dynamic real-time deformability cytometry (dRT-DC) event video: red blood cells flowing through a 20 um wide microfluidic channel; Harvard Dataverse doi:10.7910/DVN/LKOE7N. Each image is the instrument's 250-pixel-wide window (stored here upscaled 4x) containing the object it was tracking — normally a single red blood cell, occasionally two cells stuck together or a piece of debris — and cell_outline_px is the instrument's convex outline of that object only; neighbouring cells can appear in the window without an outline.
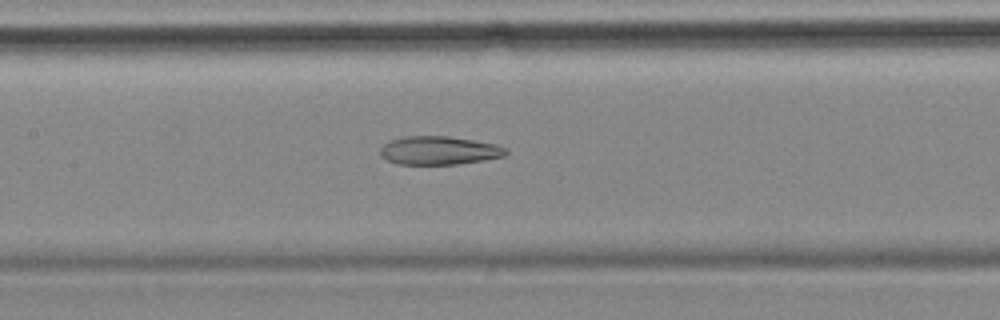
{"species": "common noctule bat (a hibernating species)", "species_latin": "Nyctalus noctula", "temperature_condition": "cold", "stored_images_in_passage": 51, "camera_frame_rate_fps": 3000, "um_per_image_px": 0.085, "animal": {"sex": "female", "body_mass_g": 18.4}, "frame": {"image": 1, "passage_image": 21, "time_ms": 6.667, "image_size_px": [1000, 320], "cell_outline_px": [[508, 152], [504, 156], [456, 164], [396, 164], [380, 156], [380, 148], [388, 140], [408, 136], [448, 136], [496, 144], [508, 148]], "centroid_in_image_um": [37.29, 12.78], "position_along_channel_um": 170.1, "area_um2": 20.75}}
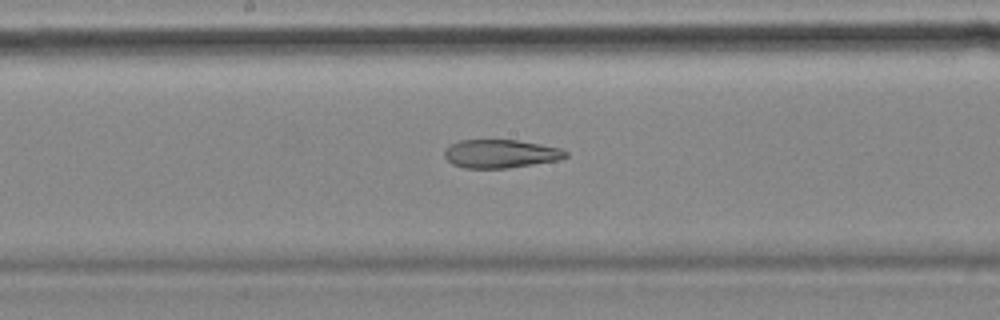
{"frame": {"image": 2, "passage_image": 24, "time_ms": 7.667, "image_size_px": [1000, 320], "cell_outline_px": [[568, 156], [560, 160], [508, 168], [464, 168], [452, 164], [444, 156], [444, 152], [452, 144], [460, 140], [516, 140], [540, 144], [560, 148], [568, 152]], "centroid_in_image_um": [42.58, 13.07], "position_along_channel_um": 205.6, "area_um2": 20.0}}
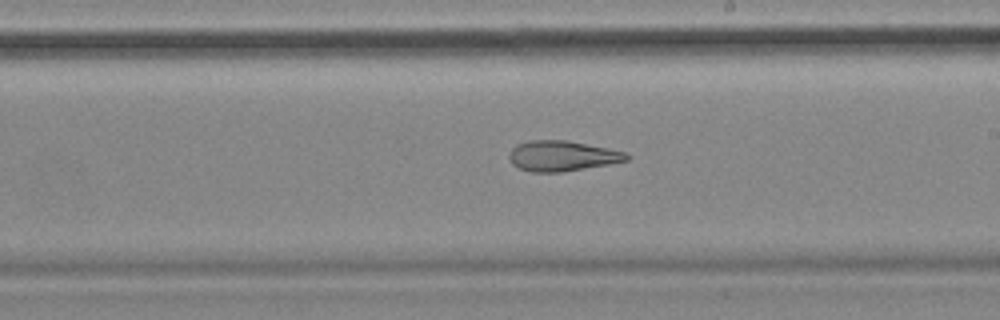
{"frame": {"image": 3, "passage_image": 27, "time_ms": 8.667, "image_size_px": [1000, 320], "cell_outline_px": [[628, 160], [608, 164], [560, 172], [532, 172], [520, 168], [512, 164], [508, 156], [512, 148], [516, 144], [528, 140], [564, 140], [608, 148], [628, 152]], "centroid_in_image_um": [47.75, 13.24], "position_along_channel_um": 241.2, "area_um2": 20.63}, "authors_computed_cell_mechanics": {"area_um2": 25.8944, "velocity_mm_per_s": 3.5758, "shape_relaxation_time_tau1_ms": null, "shape_relaxation_time_tau2_ms": 4.0077, "deformation_change_tau1": null, "deformation_change_tau2": 0.1433}}